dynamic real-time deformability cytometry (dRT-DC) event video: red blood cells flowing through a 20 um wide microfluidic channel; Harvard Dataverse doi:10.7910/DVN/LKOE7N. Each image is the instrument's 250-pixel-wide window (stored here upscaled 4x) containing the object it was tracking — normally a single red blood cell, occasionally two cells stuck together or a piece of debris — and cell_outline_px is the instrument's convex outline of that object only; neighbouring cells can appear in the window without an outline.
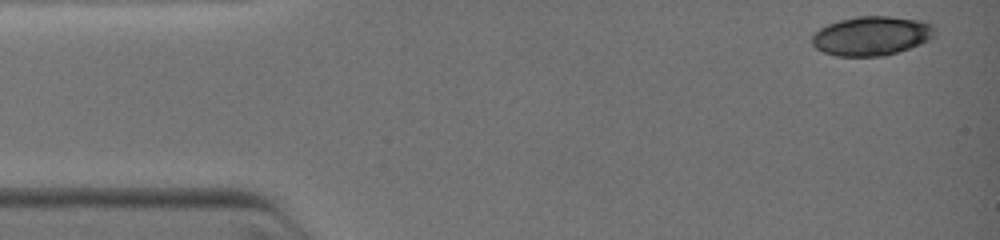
{"species": "common noctule bat (a hibernating species)", "species_latin": "Nyctalus noctula", "temperature_condition": "warm", "stored_images_in_passage": 17, "camera_frame_rate_fps": 3000, "um_per_image_px": 0.085, "animal": {"sex": "female", "body_mass_g": 19.0, "forearm_length_mm": 51.5}, "frame": {"image": 1, "passage_image": 1, "time_ms": 0.0, "image_size_px": [1000, 240], "cell_outline_px": [[936, 32], [928, 40], [920, 44], [884, 56], [836, 56], [824, 52], [816, 48], [812, 44], [812, 32], [828, 24], [840, 20], [856, 16], [892, 16], [920, 20], [932, 24]], "centroid_in_image_um": [74.06, 3.04], "position_along_channel_um": 10.9, "area_um2": 28.09}}